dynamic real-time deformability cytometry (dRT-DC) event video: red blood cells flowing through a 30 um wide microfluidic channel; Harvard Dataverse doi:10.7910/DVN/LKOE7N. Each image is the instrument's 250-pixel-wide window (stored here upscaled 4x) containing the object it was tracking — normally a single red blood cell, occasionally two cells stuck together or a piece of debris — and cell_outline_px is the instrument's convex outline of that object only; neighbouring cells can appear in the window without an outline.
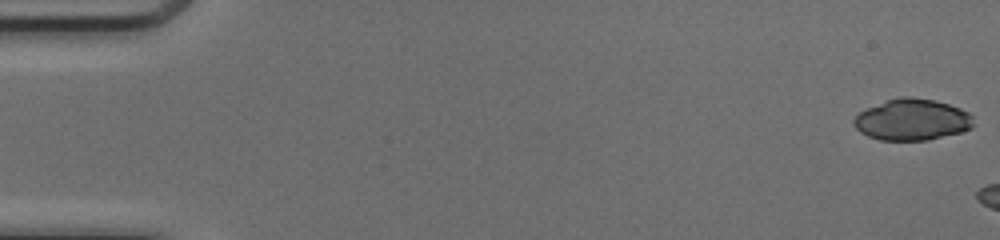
{"species": "common noctule bat (a hibernating species)", "species_latin": "Nyctalus noctula", "temperature_condition": "cold", "stored_images_in_passage": 6, "camera_frame_rate_fps": 3000, "um_per_image_px": 0.085, "animal": {"sex": "female", "body_mass_g": 17.0, "forearm_length_mm": 48.0}, "frame": {"image": 1, "passage_image": 1, "time_ms": 0.0, "image_size_px": [1000, 240], "cell_outline_px": [[972, 128], [960, 132], [928, 140], [880, 140], [868, 136], [860, 132], [852, 124], [852, 120], [860, 112], [868, 108], [888, 100], [900, 96], [912, 96], [936, 100], [960, 108], [968, 112], [972, 116]], "centroid_in_image_um": [77.52, 10.17], "position_along_channel_um": 7.5, "area_um2": 28.78}}